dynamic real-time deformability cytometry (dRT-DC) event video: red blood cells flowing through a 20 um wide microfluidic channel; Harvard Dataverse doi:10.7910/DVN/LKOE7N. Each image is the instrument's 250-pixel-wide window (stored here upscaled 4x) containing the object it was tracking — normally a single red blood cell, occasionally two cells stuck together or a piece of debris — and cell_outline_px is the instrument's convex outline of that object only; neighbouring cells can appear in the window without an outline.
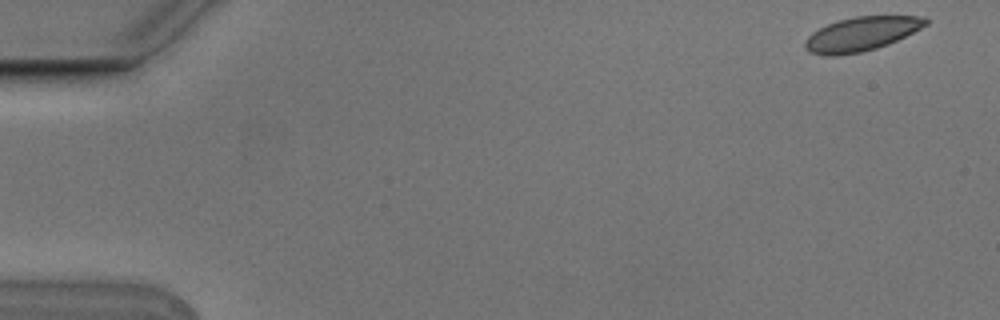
{"species": "Egyptian fruit bat (a non-hibernating species)", "species_latin": "Rousettus aegyptiacus", "temperature_condition": "cold", "stored_images_in_passage": 5, "camera_frame_rate_fps": 3000, "um_per_image_px": 0.085, "animal": {"sex": "male"}, "frame": {"image": 1, "passage_image": 1, "time_ms": 0.0, "image_size_px": [1000, 320], "cell_outline_px": [[928, 24], [888, 44], [876, 48], [860, 52], [836, 56], [824, 56], [808, 52], [804, 48], [804, 40], [812, 32], [828, 24], [840, 20], [856, 16], [928, 16]], "centroid_in_image_um": [73.18, 2.89], "position_along_channel_um": 11.8, "area_um2": 23.87}}
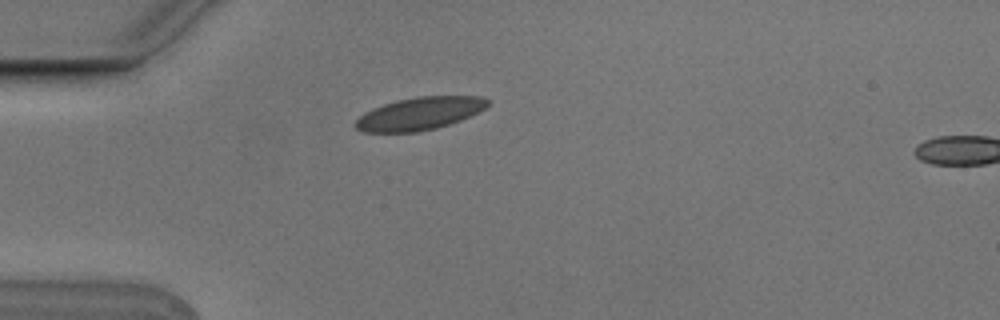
{"frame": {"image": 2, "passage_image": 4, "time_ms": 1.0, "image_size_px": [1000, 320], "cell_outline_px": [[492, 100], [484, 108], [460, 120], [436, 128], [416, 132], [364, 132], [356, 128], [352, 124], [364, 112], [372, 108], [396, 100], [416, 96], [484, 96]], "centroid_in_image_um": [35.64, 9.64], "position_along_channel_um": 49.4, "area_um2": 25.2}}